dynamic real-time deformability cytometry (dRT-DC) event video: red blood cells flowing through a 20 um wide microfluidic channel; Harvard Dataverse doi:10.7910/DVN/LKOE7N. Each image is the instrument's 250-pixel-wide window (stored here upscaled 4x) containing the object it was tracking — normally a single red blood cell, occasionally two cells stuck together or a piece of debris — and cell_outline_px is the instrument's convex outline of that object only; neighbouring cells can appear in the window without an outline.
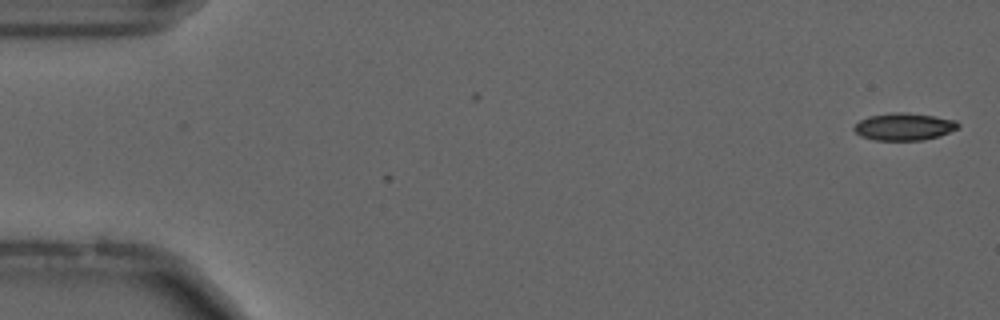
{"species": "common noctule bat (a hibernating species)", "species_latin": "Nyctalus noctula", "temperature_condition": "cold", "stored_images_in_passage": 3, "camera_frame_rate_fps": 3000, "um_per_image_px": 0.085, "animal": {"sex": "male", "forearm_length_mm": 52.5}, "frame": {"image": 1, "passage_image": 1, "time_ms": 0.0, "image_size_px": [1000, 320], "cell_outline_px": [[960, 128], [940, 136], [924, 140], [876, 140], [860, 136], [852, 128], [860, 120], [868, 116], [892, 112], [908, 112], [956, 120], [960, 124]], "centroid_in_image_um": [76.86, 10.76], "position_along_channel_um": 8.1, "area_um2": 16.7}}